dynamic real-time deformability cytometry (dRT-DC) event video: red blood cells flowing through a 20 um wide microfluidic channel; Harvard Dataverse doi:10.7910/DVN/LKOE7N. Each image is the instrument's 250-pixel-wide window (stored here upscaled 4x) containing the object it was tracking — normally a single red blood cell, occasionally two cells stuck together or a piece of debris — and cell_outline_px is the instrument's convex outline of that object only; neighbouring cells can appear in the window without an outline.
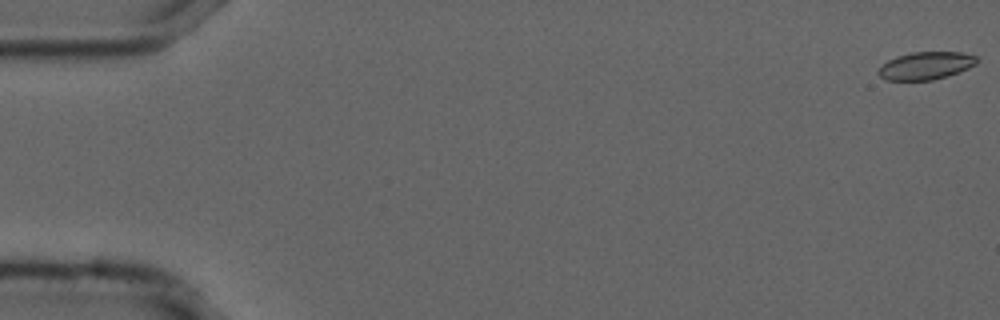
{"species": "common noctule bat (a hibernating species)", "species_latin": "Nyctalus noctula", "temperature_condition": "cold", "stored_images_in_passage": 56, "camera_frame_rate_fps": 3000, "um_per_image_px": 0.085, "animal": {"sex": "male", "forearm_length_mm": 52.5}, "frame": {"image": 1, "passage_image": 1, "time_ms": 0.0, "image_size_px": [1000, 320], "cell_outline_px": [[980, 60], [976, 64], [968, 68], [948, 76], [932, 80], [884, 80], [876, 72], [888, 60], [896, 56], [912, 52], [960, 52], [976, 56]], "centroid_in_image_um": [78.7, 5.58], "position_along_channel_um": 6.3, "area_um2": 15.9}}
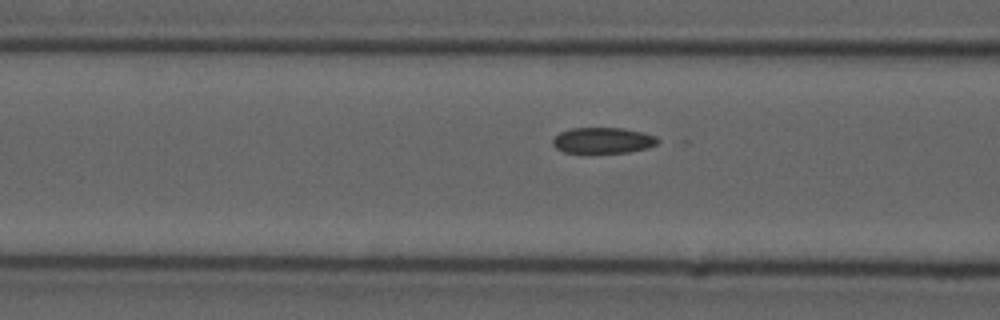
{"frame": {"image": 2, "passage_image": 22, "time_ms": 7.0, "image_size_px": [1000, 320], "cell_outline_px": [[660, 140], [656, 144], [648, 148], [628, 152], [584, 156], [564, 152], [556, 148], [552, 144], [552, 140], [560, 132], [572, 128], [620, 128], [640, 132], [656, 136]], "centroid_in_image_um": [51.19, 11.99], "position_along_channel_um": 115.4, "area_um2": 16.53}}
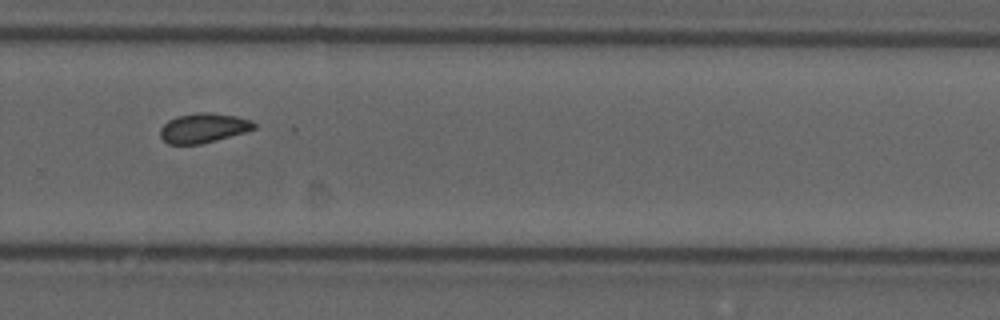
{"frame": {"image": 3, "passage_image": 38, "time_ms": 12.333, "image_size_px": [1000, 320], "cell_outline_px": [[256, 128], [244, 132], [216, 140], [200, 144], [168, 144], [160, 136], [160, 128], [168, 120], [176, 116], [200, 112], [236, 116], [252, 120], [256, 124]], "centroid_in_image_um": [17.27, 10.88], "position_along_channel_um": 312.5, "area_um2": 16.01}, "authors_computed_cell_mechanics": {"area_um2": 16.1262, "velocity_mm_per_s": 3.7002, "shape_relaxation_time_tau1_ms": null, "shape_relaxation_time_tau2_ms": 2.0782, "deformation_change_tau1": null, "deformation_change_tau2": 0.0581}}